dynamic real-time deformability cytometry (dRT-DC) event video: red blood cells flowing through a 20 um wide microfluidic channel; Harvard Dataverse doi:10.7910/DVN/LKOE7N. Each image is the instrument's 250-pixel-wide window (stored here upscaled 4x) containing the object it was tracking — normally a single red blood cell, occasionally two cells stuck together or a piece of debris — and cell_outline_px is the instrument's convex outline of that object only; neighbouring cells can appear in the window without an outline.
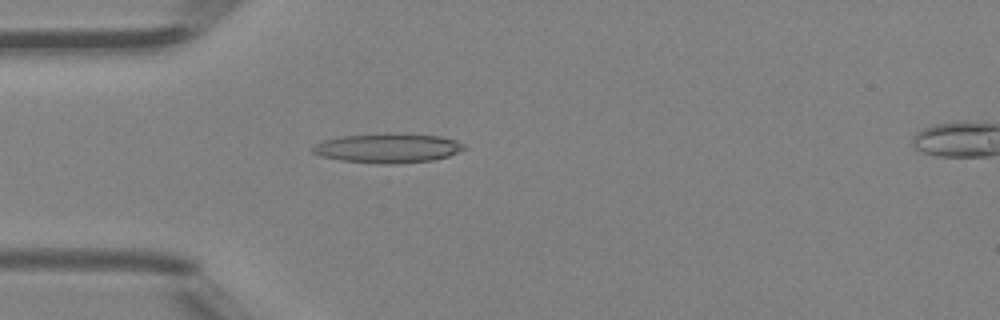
{"species": "Egyptian fruit bat (a non-hibernating species)", "species_latin": "Rousettus aegyptiacus", "temperature_condition": "room temperature", "stored_images_in_passage": 3, "camera_frame_rate_fps": 3000, "um_per_image_px": 0.085, "animal": {"sex": "female"}, "frame": {"image": 1, "passage_image": 2, "time_ms": 0.333, "image_size_px": [1000, 320], "cell_outline_px": [[468, 148], [448, 156], [432, 160], [392, 164], [376, 164], [340, 160], [320, 156], [312, 152], [312, 148], [316, 144], [324, 140], [340, 136], [384, 132], [396, 132], [440, 136], [456, 140], [464, 144]], "centroid_in_image_um": [32.97, 12.57], "position_along_channel_um": 52.0, "area_um2": 26.47}}